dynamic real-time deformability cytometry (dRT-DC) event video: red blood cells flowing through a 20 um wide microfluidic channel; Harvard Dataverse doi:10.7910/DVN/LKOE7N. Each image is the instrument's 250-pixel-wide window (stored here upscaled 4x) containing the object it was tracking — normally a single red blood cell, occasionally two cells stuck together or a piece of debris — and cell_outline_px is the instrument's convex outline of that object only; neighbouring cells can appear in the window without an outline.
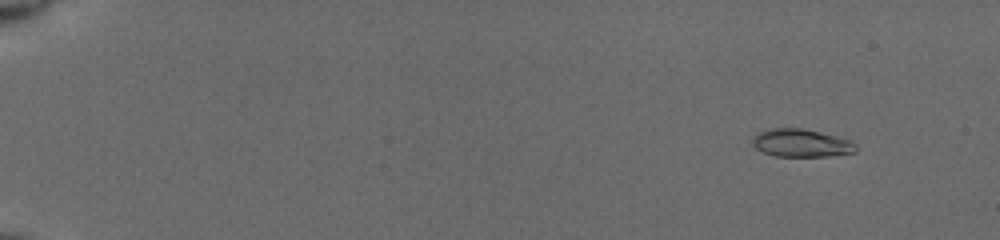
{"species": "common noctule bat (a hibernating species)", "species_latin": "Nyctalus noctula", "temperature_condition": "cold", "stored_images_in_passage": 23, "camera_frame_rate_fps": 3000, "um_per_image_px": 0.085, "animal": {"sex": "female", "body_mass_g": 19.5, "forearm_length_mm": 54.1}, "frame": {"image": 1, "passage_image": 7, "time_ms": 1.667, "image_size_px": [1000, 240], "cell_outline_px": [[860, 148], [856, 152], [828, 156], [776, 156], [764, 152], [756, 148], [752, 144], [752, 136], [768, 128], [800, 128], [820, 132], [852, 140]], "centroid_in_image_um": [68.14, 12.15], "position_along_channel_um": 16.9, "area_um2": 16.94}}
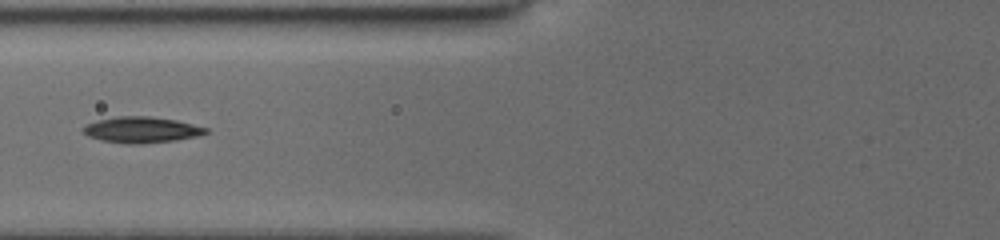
{"frame": {"image": 2, "passage_image": 19, "time_ms": 8.0, "image_size_px": [1000, 240], "cell_outline_px": [[208, 132], [200, 136], [176, 140], [140, 144], [128, 144], [100, 140], [88, 136], [80, 128], [96, 120], [116, 116], [148, 116], [176, 120], [208, 128]], "centroid_in_image_um": [12.02, 11.03], "position_along_channel_um": 113.8, "area_um2": 18.67}}
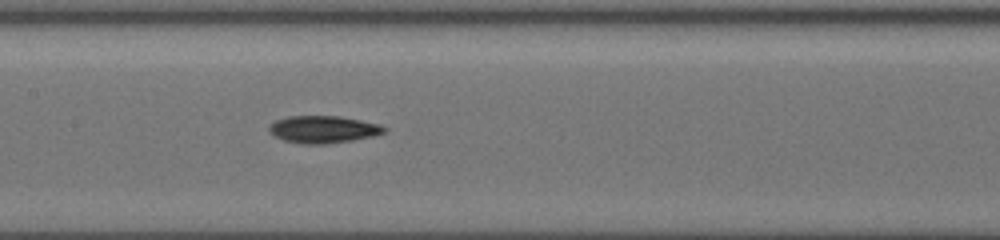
{"frame": {"image": 3, "passage_image": 23, "time_ms": 9.667, "image_size_px": [1000, 240], "cell_outline_px": [[388, 128], [384, 132], [372, 136], [352, 140], [328, 144], [304, 144], [284, 140], [268, 132], [268, 128], [276, 120], [288, 116], [340, 116], [380, 124]], "centroid_in_image_um": [27.48, 10.99], "position_along_channel_um": 179.9, "area_um2": 18.21}}